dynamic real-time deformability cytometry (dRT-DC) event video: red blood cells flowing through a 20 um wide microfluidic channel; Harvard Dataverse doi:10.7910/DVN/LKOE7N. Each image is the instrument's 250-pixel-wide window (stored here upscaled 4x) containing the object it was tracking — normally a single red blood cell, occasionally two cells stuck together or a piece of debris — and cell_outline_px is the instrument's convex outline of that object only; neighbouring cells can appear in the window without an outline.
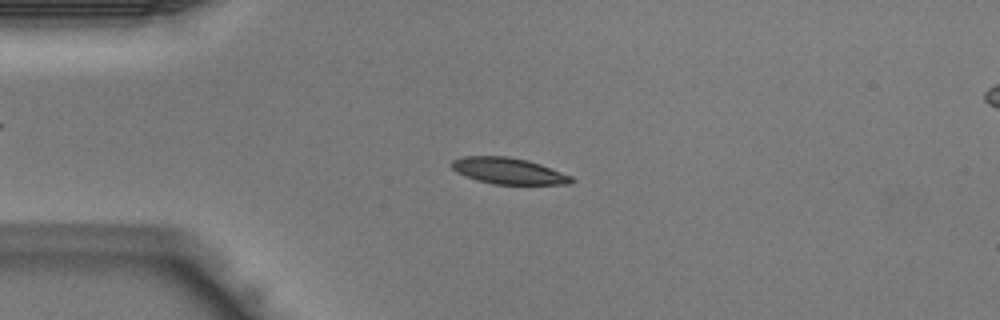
{"species": "Egyptian fruit bat (a non-hibernating species)", "species_latin": "Rousettus aegyptiacus", "temperature_condition": "warm", "stored_images_in_passage": 42, "camera_frame_rate_fps": 3000, "um_per_image_px": 0.085, "animal": {"sex": "male"}, "frame": {"image": 1, "passage_image": 10, "time_ms": 3.0, "image_size_px": [1000, 320], "cell_outline_px": [[576, 180], [572, 184], [492, 184], [476, 180], [456, 172], [452, 168], [452, 160], [460, 156], [508, 156], [528, 160], [540, 164], [572, 176]], "centroid_in_image_um": [43.22, 14.53], "position_along_channel_um": 41.8, "area_um2": 18.44}}
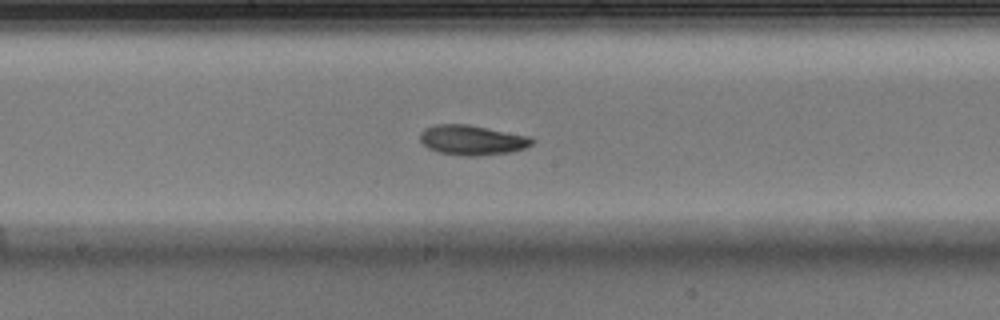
{"frame": {"image": 2, "passage_image": 22, "time_ms": 7.0, "image_size_px": [1000, 320], "cell_outline_px": [[536, 140], [532, 144], [524, 148], [508, 152], [476, 156], [464, 156], [436, 152], [428, 148], [420, 140], [420, 132], [424, 128], [436, 124], [468, 124], [532, 136]], "centroid_in_image_um": [40.13, 11.9], "position_along_channel_um": 208.1, "area_um2": 19.71}}
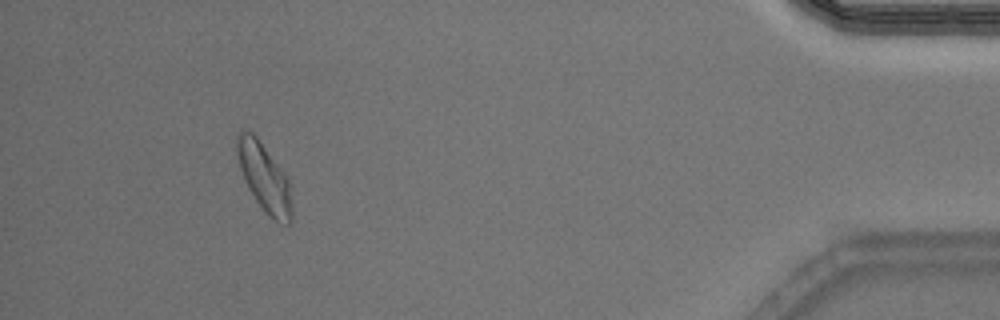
{"frame": {"image": 3, "passage_image": 39, "time_ms": 12.667, "image_size_px": [1000, 320], "cell_outline_px": [[292, 220], [288, 224], [280, 224], [268, 216], [264, 212], [248, 188], [240, 168], [236, 148], [236, 136], [240, 132], [252, 132], [256, 136], [288, 180], [292, 208]], "centroid_in_image_um": [22.46, 15.15], "position_along_channel_um": 412.7, "area_um2": 21.27}}